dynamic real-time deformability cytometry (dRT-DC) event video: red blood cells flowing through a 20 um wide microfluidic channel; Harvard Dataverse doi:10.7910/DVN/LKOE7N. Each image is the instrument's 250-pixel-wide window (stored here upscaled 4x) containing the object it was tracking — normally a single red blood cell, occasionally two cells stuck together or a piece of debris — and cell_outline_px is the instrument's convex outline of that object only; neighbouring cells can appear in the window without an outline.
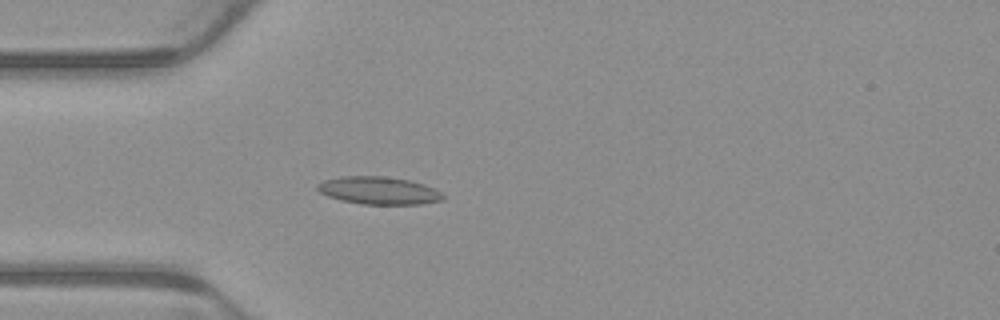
{"species": "common noctule bat (a hibernating species)", "species_latin": "Nyctalus noctula", "temperature_condition": "warm", "stored_images_in_passage": 3, "camera_frame_rate_fps": 3000, "um_per_image_px": 0.085, "animal": {"sex": "male", "body_mass_g": 23.1, "forearm_length_mm": 52.7}, "frame": {"image": 1, "passage_image": 3, "time_ms": 0.667, "image_size_px": [1000, 320], "cell_outline_px": [[444, 200], [420, 204], [360, 204], [340, 200], [328, 196], [320, 192], [316, 188], [316, 184], [324, 180], [340, 176], [384, 176], [408, 180], [424, 184], [440, 192], [444, 196]], "centroid_in_image_um": [32.16, 16.19], "position_along_channel_um": 52.8, "area_um2": 20.23}}